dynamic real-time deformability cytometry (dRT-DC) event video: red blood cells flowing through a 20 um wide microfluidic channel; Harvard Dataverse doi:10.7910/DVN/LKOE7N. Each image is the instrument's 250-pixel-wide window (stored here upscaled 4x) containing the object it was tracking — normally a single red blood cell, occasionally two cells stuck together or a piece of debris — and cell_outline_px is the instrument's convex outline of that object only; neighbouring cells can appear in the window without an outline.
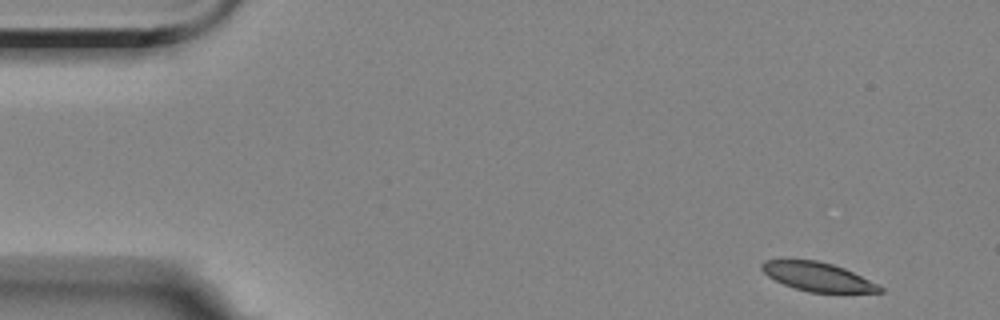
{"species": "Egyptian fruit bat (a non-hibernating species)", "species_latin": "Rousettus aegyptiacus", "temperature_condition": "room temperature", "stored_images_in_passage": 5, "segment_of_instrument_passage": [1, 2], "camera_frame_rate_fps": 3000, "um_per_image_px": 0.085, "animal": {"sex": "female"}, "frame": {"image": 1, "passage_image": 1, "time_ms": 0.0, "image_size_px": [1000, 320], "cell_outline_px": [[884, 292], [808, 292], [784, 284], [768, 276], [760, 268], [760, 264], [764, 260], [816, 260], [832, 264], [844, 268], [880, 284], [884, 288]], "centroid_in_image_um": [69.54, 23.52], "position_along_channel_um": 15.5, "area_um2": 19.71}}